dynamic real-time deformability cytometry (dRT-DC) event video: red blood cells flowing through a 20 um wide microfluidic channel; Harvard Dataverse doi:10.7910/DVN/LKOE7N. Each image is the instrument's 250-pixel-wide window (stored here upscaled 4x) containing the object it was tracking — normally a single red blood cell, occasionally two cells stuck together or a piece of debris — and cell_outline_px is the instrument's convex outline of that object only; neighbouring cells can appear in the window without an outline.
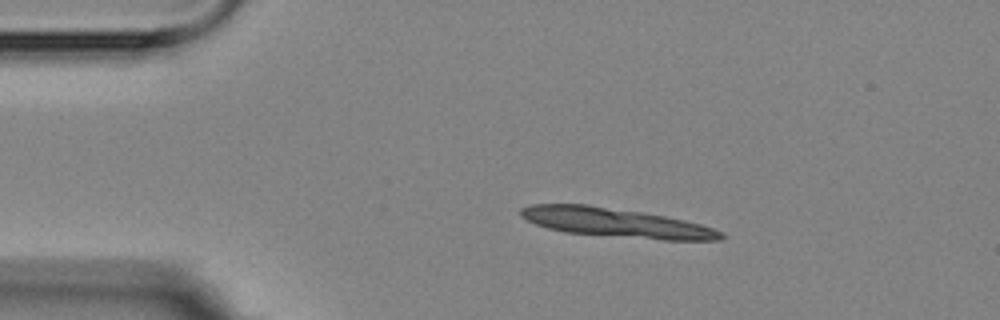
{"species": "Egyptian fruit bat (a non-hibernating species)", "species_latin": "Rousettus aegyptiacus", "temperature_condition": "room temperature", "stored_images_in_passage": 3, "camera_frame_rate_fps": 3000, "um_per_image_px": 0.085, "animal": {"sex": "female"}, "frame": {"image": 1, "passage_image": 2, "time_ms": 1.333, "image_size_px": [1000, 320], "cell_outline_px": [[724, 236], [720, 240], [664, 240], [564, 232], [548, 228], [536, 224], [520, 216], [520, 208], [532, 204], [588, 204], [640, 212], [664, 216], [684, 220], [700, 224], [724, 232]], "centroid_in_image_um": [52.34, 18.93], "position_along_channel_um": 32.7, "area_um2": 33.76}}